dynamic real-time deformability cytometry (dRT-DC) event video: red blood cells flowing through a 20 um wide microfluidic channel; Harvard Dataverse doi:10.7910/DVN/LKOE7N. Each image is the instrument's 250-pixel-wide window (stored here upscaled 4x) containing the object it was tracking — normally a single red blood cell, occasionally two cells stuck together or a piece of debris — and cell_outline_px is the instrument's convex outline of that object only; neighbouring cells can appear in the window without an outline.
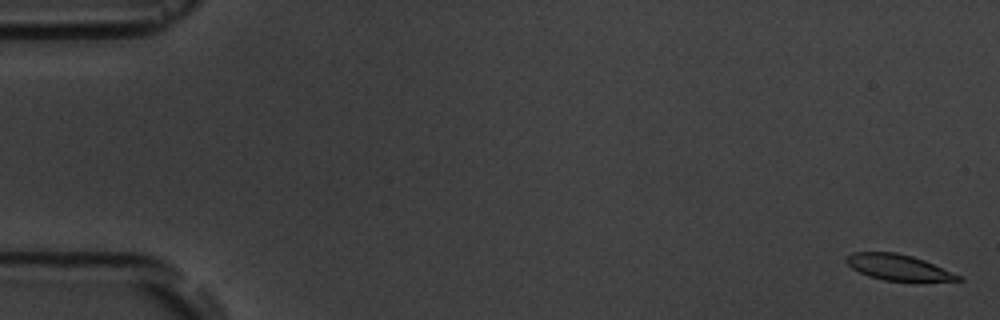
{"species": "common noctule bat (a hibernating species)", "species_latin": "Nyctalus noctula", "temperature_condition": "room temperature", "stored_images_in_passage": 3, "camera_frame_rate_fps": 3000, "um_per_image_px": 0.085, "animal": {"sex": "male", "body_mass_g": 19.5, "forearm_length_mm": 54.6}, "frame": {"image": 1, "passage_image": 1, "time_ms": 0.0, "image_size_px": [1000, 320], "cell_outline_px": [[964, 280], [884, 280], [868, 276], [852, 268], [844, 260], [852, 252], [896, 252], [912, 256], [924, 260], [960, 276]], "centroid_in_image_um": [76.28, 22.7], "position_along_channel_um": 8.7, "area_um2": 16.3}}